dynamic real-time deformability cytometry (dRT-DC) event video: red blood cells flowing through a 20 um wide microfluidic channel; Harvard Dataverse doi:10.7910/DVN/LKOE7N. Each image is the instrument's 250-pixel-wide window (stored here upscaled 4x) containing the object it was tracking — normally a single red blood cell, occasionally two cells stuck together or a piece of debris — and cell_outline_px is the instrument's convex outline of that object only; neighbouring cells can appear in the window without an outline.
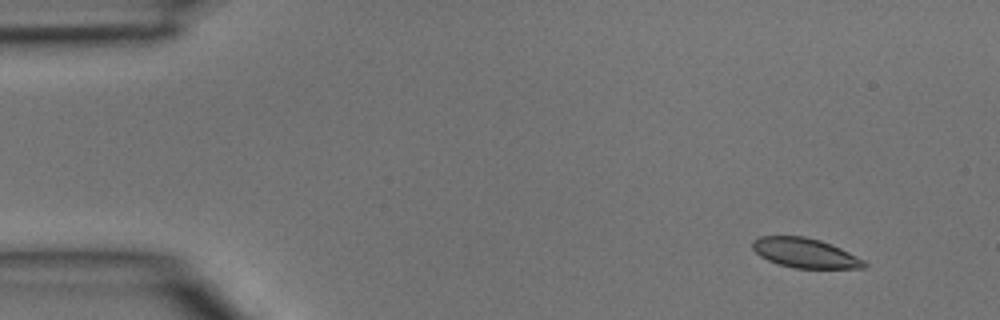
{"species": "common noctule bat (a hibernating species)", "species_latin": "Nyctalus noctula", "temperature_condition": "room temperature", "stored_images_in_passage": 4, "camera_frame_rate_fps": 3000, "um_per_image_px": 0.085, "animal": {"sex": "male", "body_mass_g": 15.6}, "frame": {"image": 1, "passage_image": 1, "time_ms": 0.0, "image_size_px": [1000, 320], "cell_outline_px": [[868, 264], [864, 268], [796, 268], [780, 264], [768, 260], [760, 256], [752, 248], [752, 240], [760, 236], [804, 236], [820, 240], [840, 248], [864, 260]], "centroid_in_image_um": [68.41, 21.5], "position_along_channel_um": 16.6, "area_um2": 19.13}}
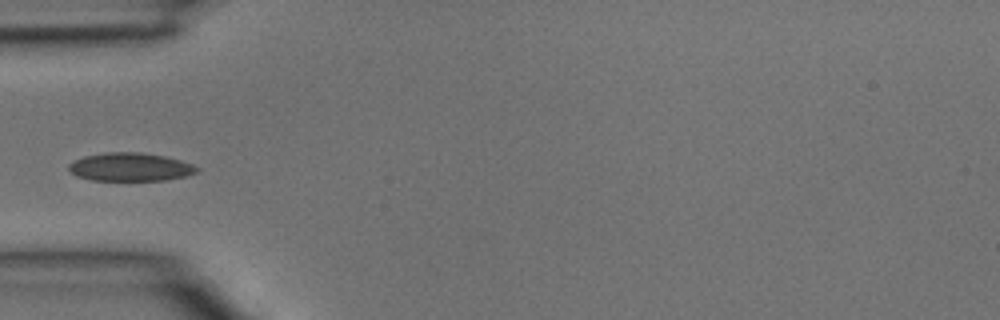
{"frame": {"image": 2, "passage_image": 4, "time_ms": 1.0, "image_size_px": [1000, 320], "cell_outline_px": [[200, 168], [196, 172], [184, 176], [164, 180], [92, 180], [76, 176], [68, 168], [68, 164], [72, 160], [84, 156], [104, 152], [140, 152], [164, 156], [180, 160], [192, 164]], "centroid_in_image_um": [11.03, 14.18], "position_along_channel_um": 74.0, "area_um2": 21.1}}